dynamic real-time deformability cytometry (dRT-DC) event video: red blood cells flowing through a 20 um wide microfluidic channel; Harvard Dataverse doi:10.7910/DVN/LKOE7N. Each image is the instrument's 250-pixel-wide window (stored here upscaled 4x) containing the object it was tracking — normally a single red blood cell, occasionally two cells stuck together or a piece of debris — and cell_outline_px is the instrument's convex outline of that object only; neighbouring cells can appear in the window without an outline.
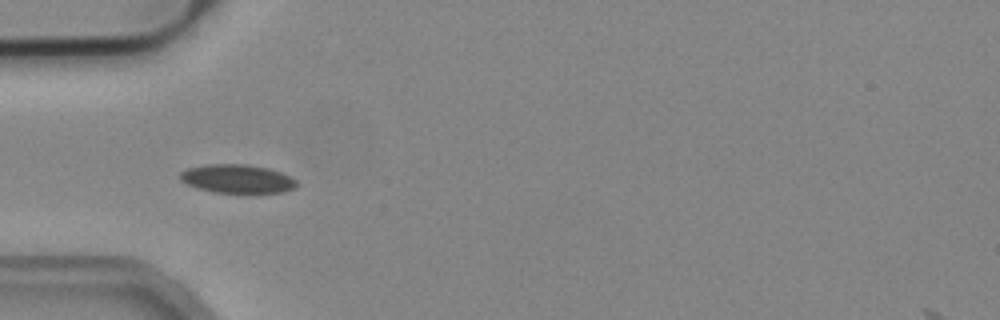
{"species": "common noctule bat (a hibernating species)", "species_latin": "Nyctalus noctula", "temperature_condition": "cold", "stored_images_in_passage": 14, "camera_frame_rate_fps": 3000, "um_per_image_px": 0.085, "animal": {"sex": "male", "body_mass_g": 19.2, "forearm_length_mm": 51.8}, "frame": {"image": 1, "passage_image": 5, "time_ms": 1.333, "image_size_px": [1000, 320], "cell_outline_px": [[296, 188], [284, 192], [212, 192], [196, 188], [180, 180], [180, 172], [188, 168], [208, 164], [248, 164], [268, 168], [280, 172], [296, 180]], "centroid_in_image_um": [20.15, 15.19], "position_along_channel_um": 64.9, "area_um2": 19.31}}